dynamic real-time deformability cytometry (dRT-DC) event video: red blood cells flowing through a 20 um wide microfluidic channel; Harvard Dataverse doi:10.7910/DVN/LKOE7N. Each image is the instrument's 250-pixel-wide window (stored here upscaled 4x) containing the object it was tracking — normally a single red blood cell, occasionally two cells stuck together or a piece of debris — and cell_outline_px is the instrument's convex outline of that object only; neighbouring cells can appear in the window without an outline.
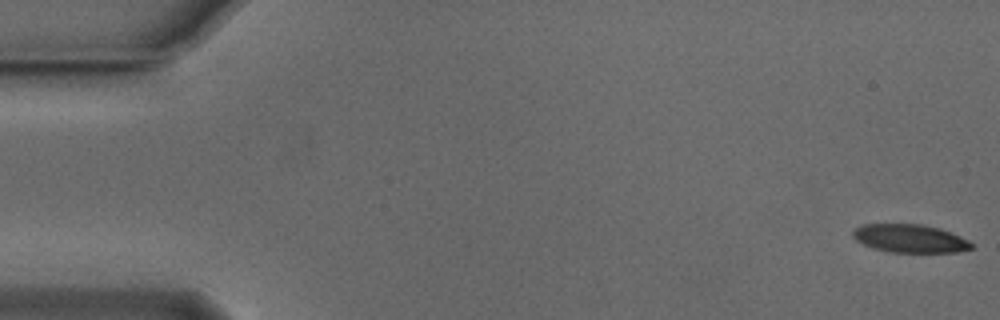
{"species": "Egyptian fruit bat (a non-hibernating species)", "species_latin": "Rousettus aegyptiacus", "temperature_condition": "cold", "stored_images_in_passage": 54, "camera_frame_rate_fps": 3000, "um_per_image_px": 0.085, "animal": {"sex": "male"}, "frame": {"image": 1, "passage_image": 1, "time_ms": 0.0, "image_size_px": [1000, 320], "cell_outline_px": [[972, 248], [956, 252], [892, 252], [872, 248], [856, 240], [852, 236], [852, 232], [856, 228], [864, 224], [920, 224], [940, 228], [960, 236], [968, 240], [972, 244]], "centroid_in_image_um": [77.34, 20.27], "position_along_channel_um": 7.7, "area_um2": 19.36}}
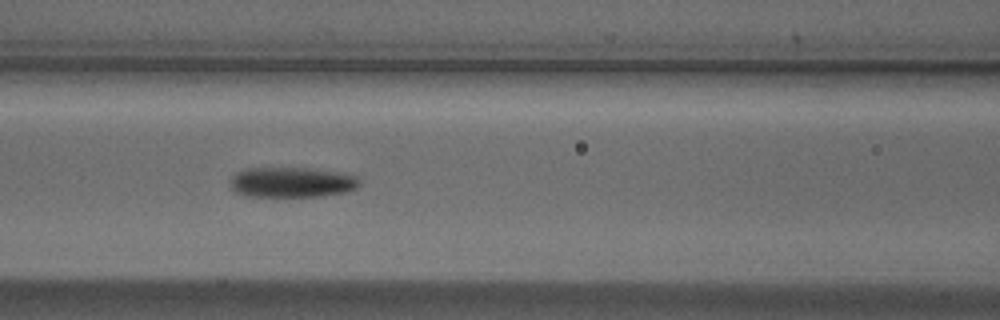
{"frame": {"image": 2, "passage_image": 23, "time_ms": 7.333, "image_size_px": [1000, 320], "cell_outline_px": [[360, 184], [356, 188], [344, 192], [320, 196], [248, 196], [236, 192], [232, 188], [232, 176], [236, 172], [248, 168], [304, 168], [332, 172], [356, 176], [360, 180]], "centroid_in_image_um": [24.78, 15.49], "position_along_channel_um": 141.8, "area_um2": 22.31}}
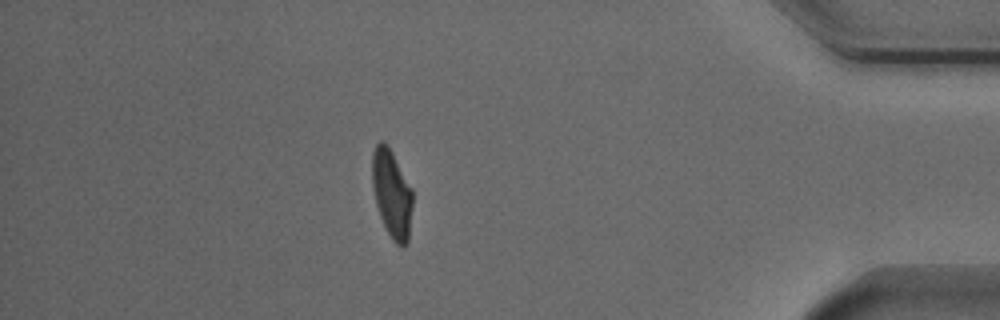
{"frame": {"image": 3, "passage_image": 47, "time_ms": 15.333, "image_size_px": [1000, 320], "cell_outline_px": [[412, 208], [408, 244], [396, 244], [392, 240], [380, 216], [376, 204], [372, 184], [372, 152], [376, 144], [380, 140], [384, 140], [388, 144], [412, 188]], "centroid_in_image_um": [33.3, 16.42], "position_along_channel_um": 401.9, "area_um2": 20.81}, "authors_computed_cell_mechanics": {"area_um2": 21.675, "velocity_mm_per_s": 3.819, "shape_relaxation_time_tau1_ms": 5.3732, "shape_relaxation_time_tau2_ms": 4.243, "deformation_change_tau1": 0.1715, "deformation_change_tau2": 0.0927}}